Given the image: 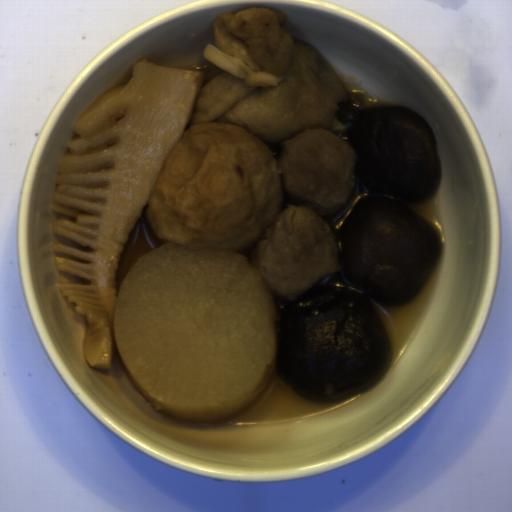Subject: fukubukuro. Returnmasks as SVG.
Returning <instances> with one entry per match:
<instances>
[{
	"label": "fukubukuro",
	"mask_w": 512,
	"mask_h": 512,
	"mask_svg": "<svg viewBox=\"0 0 512 512\" xmlns=\"http://www.w3.org/2000/svg\"><path fill=\"white\" fill-rule=\"evenodd\" d=\"M287 18L260 6L216 17V46L202 49L214 66L204 75L186 128L229 123L267 144L304 128H331L338 103L348 101L345 87L316 48L290 33Z\"/></svg>",
	"instance_id": "obj_1"
}]
</instances>
